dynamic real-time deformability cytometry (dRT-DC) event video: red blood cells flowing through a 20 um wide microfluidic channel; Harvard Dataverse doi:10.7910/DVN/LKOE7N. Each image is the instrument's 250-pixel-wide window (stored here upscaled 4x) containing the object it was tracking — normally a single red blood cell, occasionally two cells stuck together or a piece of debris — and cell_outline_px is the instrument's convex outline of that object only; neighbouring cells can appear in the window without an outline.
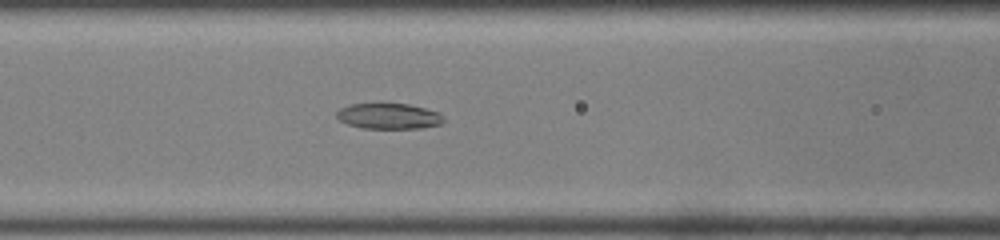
{"species": "common noctule bat (a hibernating species)", "species_latin": "Nyctalus noctula", "temperature_condition": "room temperature", "stored_images_in_passage": 10, "camera_frame_rate_fps": 3000, "um_per_image_px": 0.085, "animal": {"sex": "male", "body_mass_g": 19.0, "forearm_length_mm": 50.8}, "frame": {"image": 1, "passage_image": 9, "time_ms": 2.667, "image_size_px": [1000, 240], "cell_outline_px": [[444, 120], [440, 124], [420, 128], [364, 128], [348, 124], [340, 120], [336, 116], [336, 112], [340, 108], [352, 104], [380, 100], [408, 104], [440, 112], [444, 116]], "centroid_in_image_um": [33.03, 9.81], "position_along_channel_um": 133.6, "area_um2": 16.65}}